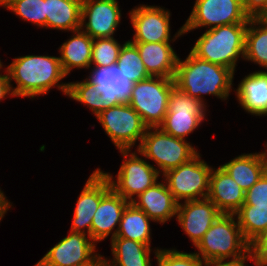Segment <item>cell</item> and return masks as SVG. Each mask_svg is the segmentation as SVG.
I'll return each instance as SVG.
<instances>
[{
  "instance_id": "cell-1",
  "label": "cell",
  "mask_w": 267,
  "mask_h": 266,
  "mask_svg": "<svg viewBox=\"0 0 267 266\" xmlns=\"http://www.w3.org/2000/svg\"><path fill=\"white\" fill-rule=\"evenodd\" d=\"M14 97L35 99L46 95L53 87L67 95L68 84L61 83L67 75L64 73L59 56L25 55L13 58L4 69Z\"/></svg>"
},
{
  "instance_id": "cell-2",
  "label": "cell",
  "mask_w": 267,
  "mask_h": 266,
  "mask_svg": "<svg viewBox=\"0 0 267 266\" xmlns=\"http://www.w3.org/2000/svg\"><path fill=\"white\" fill-rule=\"evenodd\" d=\"M234 75L231 69L200 59L190 51L185 60L178 57L174 83L187 95L204 103V95L226 101L234 86Z\"/></svg>"
},
{
  "instance_id": "cell-3",
  "label": "cell",
  "mask_w": 267,
  "mask_h": 266,
  "mask_svg": "<svg viewBox=\"0 0 267 266\" xmlns=\"http://www.w3.org/2000/svg\"><path fill=\"white\" fill-rule=\"evenodd\" d=\"M249 243L235 214H221L195 246L203 262L249 261Z\"/></svg>"
},
{
  "instance_id": "cell-4",
  "label": "cell",
  "mask_w": 267,
  "mask_h": 266,
  "mask_svg": "<svg viewBox=\"0 0 267 266\" xmlns=\"http://www.w3.org/2000/svg\"><path fill=\"white\" fill-rule=\"evenodd\" d=\"M247 26L248 23H234L207 29L190 51L200 59L227 67L235 73L239 58L244 60Z\"/></svg>"
},
{
  "instance_id": "cell-5",
  "label": "cell",
  "mask_w": 267,
  "mask_h": 266,
  "mask_svg": "<svg viewBox=\"0 0 267 266\" xmlns=\"http://www.w3.org/2000/svg\"><path fill=\"white\" fill-rule=\"evenodd\" d=\"M137 150L145 159L155 162L160 176L199 153L189 141L176 138L160 127H148Z\"/></svg>"
},
{
  "instance_id": "cell-6",
  "label": "cell",
  "mask_w": 267,
  "mask_h": 266,
  "mask_svg": "<svg viewBox=\"0 0 267 266\" xmlns=\"http://www.w3.org/2000/svg\"><path fill=\"white\" fill-rule=\"evenodd\" d=\"M118 152L121 153L123 162L117 175H115L116 177L109 172L98 169L106 176L111 188L116 193L128 202H132L142 192L158 182L160 174L156 167L150 164L149 161L147 162L137 149L135 152H131V149L119 150Z\"/></svg>"
},
{
  "instance_id": "cell-7",
  "label": "cell",
  "mask_w": 267,
  "mask_h": 266,
  "mask_svg": "<svg viewBox=\"0 0 267 266\" xmlns=\"http://www.w3.org/2000/svg\"><path fill=\"white\" fill-rule=\"evenodd\" d=\"M174 78L150 76L134 83L128 104L137 111L147 127H159L167 113Z\"/></svg>"
},
{
  "instance_id": "cell-8",
  "label": "cell",
  "mask_w": 267,
  "mask_h": 266,
  "mask_svg": "<svg viewBox=\"0 0 267 266\" xmlns=\"http://www.w3.org/2000/svg\"><path fill=\"white\" fill-rule=\"evenodd\" d=\"M96 119L117 150H130L139 143L138 149L148 128L127 102L103 110Z\"/></svg>"
},
{
  "instance_id": "cell-9",
  "label": "cell",
  "mask_w": 267,
  "mask_h": 266,
  "mask_svg": "<svg viewBox=\"0 0 267 266\" xmlns=\"http://www.w3.org/2000/svg\"><path fill=\"white\" fill-rule=\"evenodd\" d=\"M198 153L188 162L164 173L162 179L167 184L178 203L204 199L209 194L211 166Z\"/></svg>"
},
{
  "instance_id": "cell-10",
  "label": "cell",
  "mask_w": 267,
  "mask_h": 266,
  "mask_svg": "<svg viewBox=\"0 0 267 266\" xmlns=\"http://www.w3.org/2000/svg\"><path fill=\"white\" fill-rule=\"evenodd\" d=\"M206 104L174 86L169 97L167 113L159 127L176 138L187 140L186 137L204 123Z\"/></svg>"
},
{
  "instance_id": "cell-11",
  "label": "cell",
  "mask_w": 267,
  "mask_h": 266,
  "mask_svg": "<svg viewBox=\"0 0 267 266\" xmlns=\"http://www.w3.org/2000/svg\"><path fill=\"white\" fill-rule=\"evenodd\" d=\"M170 10L165 7L140 4L129 11L130 24L134 29L132 43L174 42L184 35L183 25L171 36Z\"/></svg>"
},
{
  "instance_id": "cell-12",
  "label": "cell",
  "mask_w": 267,
  "mask_h": 266,
  "mask_svg": "<svg viewBox=\"0 0 267 266\" xmlns=\"http://www.w3.org/2000/svg\"><path fill=\"white\" fill-rule=\"evenodd\" d=\"M242 0H195L192 11L183 24L184 34L195 29H212L234 23H248Z\"/></svg>"
},
{
  "instance_id": "cell-13",
  "label": "cell",
  "mask_w": 267,
  "mask_h": 266,
  "mask_svg": "<svg viewBox=\"0 0 267 266\" xmlns=\"http://www.w3.org/2000/svg\"><path fill=\"white\" fill-rule=\"evenodd\" d=\"M90 236L70 231L34 266H74L93 263L101 254Z\"/></svg>"
},
{
  "instance_id": "cell-14",
  "label": "cell",
  "mask_w": 267,
  "mask_h": 266,
  "mask_svg": "<svg viewBox=\"0 0 267 266\" xmlns=\"http://www.w3.org/2000/svg\"><path fill=\"white\" fill-rule=\"evenodd\" d=\"M121 16L118 0H82L80 29L92 39L111 38Z\"/></svg>"
},
{
  "instance_id": "cell-15",
  "label": "cell",
  "mask_w": 267,
  "mask_h": 266,
  "mask_svg": "<svg viewBox=\"0 0 267 266\" xmlns=\"http://www.w3.org/2000/svg\"><path fill=\"white\" fill-rule=\"evenodd\" d=\"M110 189L109 180L98 168L95 169L77 197L70 231L83 233L91 237L93 216L101 198Z\"/></svg>"
},
{
  "instance_id": "cell-16",
  "label": "cell",
  "mask_w": 267,
  "mask_h": 266,
  "mask_svg": "<svg viewBox=\"0 0 267 266\" xmlns=\"http://www.w3.org/2000/svg\"><path fill=\"white\" fill-rule=\"evenodd\" d=\"M222 213L208 198L178 204L176 221L195 247Z\"/></svg>"
},
{
  "instance_id": "cell-17",
  "label": "cell",
  "mask_w": 267,
  "mask_h": 266,
  "mask_svg": "<svg viewBox=\"0 0 267 266\" xmlns=\"http://www.w3.org/2000/svg\"><path fill=\"white\" fill-rule=\"evenodd\" d=\"M89 69L86 79L101 92L102 111L128 102L133 83L123 75L117 64L108 67L90 66Z\"/></svg>"
},
{
  "instance_id": "cell-18",
  "label": "cell",
  "mask_w": 267,
  "mask_h": 266,
  "mask_svg": "<svg viewBox=\"0 0 267 266\" xmlns=\"http://www.w3.org/2000/svg\"><path fill=\"white\" fill-rule=\"evenodd\" d=\"M128 203L112 188L101 198L91 225V239L96 244L109 235L111 240L116 237L122 213Z\"/></svg>"
},
{
  "instance_id": "cell-19",
  "label": "cell",
  "mask_w": 267,
  "mask_h": 266,
  "mask_svg": "<svg viewBox=\"0 0 267 266\" xmlns=\"http://www.w3.org/2000/svg\"><path fill=\"white\" fill-rule=\"evenodd\" d=\"M222 214H235L244 204L245 191L221 167L212 168L210 173L209 194Z\"/></svg>"
},
{
  "instance_id": "cell-20",
  "label": "cell",
  "mask_w": 267,
  "mask_h": 266,
  "mask_svg": "<svg viewBox=\"0 0 267 266\" xmlns=\"http://www.w3.org/2000/svg\"><path fill=\"white\" fill-rule=\"evenodd\" d=\"M131 203L143 210L155 223L157 222L161 225L176 217L179 204L169 191L164 180L156 182Z\"/></svg>"
},
{
  "instance_id": "cell-21",
  "label": "cell",
  "mask_w": 267,
  "mask_h": 266,
  "mask_svg": "<svg viewBox=\"0 0 267 266\" xmlns=\"http://www.w3.org/2000/svg\"><path fill=\"white\" fill-rule=\"evenodd\" d=\"M239 105L251 115L267 116V71L247 74L233 89Z\"/></svg>"
},
{
  "instance_id": "cell-22",
  "label": "cell",
  "mask_w": 267,
  "mask_h": 266,
  "mask_svg": "<svg viewBox=\"0 0 267 266\" xmlns=\"http://www.w3.org/2000/svg\"><path fill=\"white\" fill-rule=\"evenodd\" d=\"M134 44L150 76L174 78L179 56L171 42Z\"/></svg>"
},
{
  "instance_id": "cell-23",
  "label": "cell",
  "mask_w": 267,
  "mask_h": 266,
  "mask_svg": "<svg viewBox=\"0 0 267 266\" xmlns=\"http://www.w3.org/2000/svg\"><path fill=\"white\" fill-rule=\"evenodd\" d=\"M220 166L246 192L267 170V160L264 151L243 153Z\"/></svg>"
},
{
  "instance_id": "cell-24",
  "label": "cell",
  "mask_w": 267,
  "mask_h": 266,
  "mask_svg": "<svg viewBox=\"0 0 267 266\" xmlns=\"http://www.w3.org/2000/svg\"><path fill=\"white\" fill-rule=\"evenodd\" d=\"M59 50V60L66 75L73 69H89L91 66V52L93 39L81 29L73 31Z\"/></svg>"
},
{
  "instance_id": "cell-25",
  "label": "cell",
  "mask_w": 267,
  "mask_h": 266,
  "mask_svg": "<svg viewBox=\"0 0 267 266\" xmlns=\"http://www.w3.org/2000/svg\"><path fill=\"white\" fill-rule=\"evenodd\" d=\"M81 9L82 0H45L46 29L79 30Z\"/></svg>"
},
{
  "instance_id": "cell-26",
  "label": "cell",
  "mask_w": 267,
  "mask_h": 266,
  "mask_svg": "<svg viewBox=\"0 0 267 266\" xmlns=\"http://www.w3.org/2000/svg\"><path fill=\"white\" fill-rule=\"evenodd\" d=\"M112 259L104 257L106 266H152L151 246L115 237L111 240Z\"/></svg>"
},
{
  "instance_id": "cell-27",
  "label": "cell",
  "mask_w": 267,
  "mask_h": 266,
  "mask_svg": "<svg viewBox=\"0 0 267 266\" xmlns=\"http://www.w3.org/2000/svg\"><path fill=\"white\" fill-rule=\"evenodd\" d=\"M154 222L141 209L129 202L124 209L116 237L134 240L151 246V226Z\"/></svg>"
},
{
  "instance_id": "cell-28",
  "label": "cell",
  "mask_w": 267,
  "mask_h": 266,
  "mask_svg": "<svg viewBox=\"0 0 267 266\" xmlns=\"http://www.w3.org/2000/svg\"><path fill=\"white\" fill-rule=\"evenodd\" d=\"M244 61H250L267 71V22L250 18L245 33Z\"/></svg>"
},
{
  "instance_id": "cell-29",
  "label": "cell",
  "mask_w": 267,
  "mask_h": 266,
  "mask_svg": "<svg viewBox=\"0 0 267 266\" xmlns=\"http://www.w3.org/2000/svg\"><path fill=\"white\" fill-rule=\"evenodd\" d=\"M235 216L249 244L267 231V205H242Z\"/></svg>"
},
{
  "instance_id": "cell-30",
  "label": "cell",
  "mask_w": 267,
  "mask_h": 266,
  "mask_svg": "<svg viewBox=\"0 0 267 266\" xmlns=\"http://www.w3.org/2000/svg\"><path fill=\"white\" fill-rule=\"evenodd\" d=\"M117 66L123 72V75L133 84L150 77L136 45L130 40L125 41L123 44L117 59Z\"/></svg>"
},
{
  "instance_id": "cell-31",
  "label": "cell",
  "mask_w": 267,
  "mask_h": 266,
  "mask_svg": "<svg viewBox=\"0 0 267 266\" xmlns=\"http://www.w3.org/2000/svg\"><path fill=\"white\" fill-rule=\"evenodd\" d=\"M0 6L37 28L46 29L45 0H0Z\"/></svg>"
},
{
  "instance_id": "cell-32",
  "label": "cell",
  "mask_w": 267,
  "mask_h": 266,
  "mask_svg": "<svg viewBox=\"0 0 267 266\" xmlns=\"http://www.w3.org/2000/svg\"><path fill=\"white\" fill-rule=\"evenodd\" d=\"M67 95L71 100L88 106L96 117L102 112V95L86 78L83 81L68 82Z\"/></svg>"
},
{
  "instance_id": "cell-33",
  "label": "cell",
  "mask_w": 267,
  "mask_h": 266,
  "mask_svg": "<svg viewBox=\"0 0 267 266\" xmlns=\"http://www.w3.org/2000/svg\"><path fill=\"white\" fill-rule=\"evenodd\" d=\"M123 44L114 37L93 39L91 52V66L108 67L117 64Z\"/></svg>"
},
{
  "instance_id": "cell-34",
  "label": "cell",
  "mask_w": 267,
  "mask_h": 266,
  "mask_svg": "<svg viewBox=\"0 0 267 266\" xmlns=\"http://www.w3.org/2000/svg\"><path fill=\"white\" fill-rule=\"evenodd\" d=\"M157 266H202V259L195 252L178 251L175 248L153 249Z\"/></svg>"
},
{
  "instance_id": "cell-35",
  "label": "cell",
  "mask_w": 267,
  "mask_h": 266,
  "mask_svg": "<svg viewBox=\"0 0 267 266\" xmlns=\"http://www.w3.org/2000/svg\"><path fill=\"white\" fill-rule=\"evenodd\" d=\"M243 205H267V170L259 180L245 192Z\"/></svg>"
},
{
  "instance_id": "cell-36",
  "label": "cell",
  "mask_w": 267,
  "mask_h": 266,
  "mask_svg": "<svg viewBox=\"0 0 267 266\" xmlns=\"http://www.w3.org/2000/svg\"><path fill=\"white\" fill-rule=\"evenodd\" d=\"M249 261L253 266H267V231L250 243Z\"/></svg>"
},
{
  "instance_id": "cell-37",
  "label": "cell",
  "mask_w": 267,
  "mask_h": 266,
  "mask_svg": "<svg viewBox=\"0 0 267 266\" xmlns=\"http://www.w3.org/2000/svg\"><path fill=\"white\" fill-rule=\"evenodd\" d=\"M242 3L250 18H261L267 11V0H242Z\"/></svg>"
},
{
  "instance_id": "cell-38",
  "label": "cell",
  "mask_w": 267,
  "mask_h": 266,
  "mask_svg": "<svg viewBox=\"0 0 267 266\" xmlns=\"http://www.w3.org/2000/svg\"><path fill=\"white\" fill-rule=\"evenodd\" d=\"M0 74V101L6 99L9 95V97H14L13 92L11 90L10 81L8 78V74L5 70H3V73Z\"/></svg>"
},
{
  "instance_id": "cell-39",
  "label": "cell",
  "mask_w": 267,
  "mask_h": 266,
  "mask_svg": "<svg viewBox=\"0 0 267 266\" xmlns=\"http://www.w3.org/2000/svg\"><path fill=\"white\" fill-rule=\"evenodd\" d=\"M12 206V203L7 199L4 191H2L0 187V222L4 218L5 214H7V211L12 208Z\"/></svg>"
},
{
  "instance_id": "cell-40",
  "label": "cell",
  "mask_w": 267,
  "mask_h": 266,
  "mask_svg": "<svg viewBox=\"0 0 267 266\" xmlns=\"http://www.w3.org/2000/svg\"><path fill=\"white\" fill-rule=\"evenodd\" d=\"M248 261H217L204 262L202 266H245Z\"/></svg>"
},
{
  "instance_id": "cell-41",
  "label": "cell",
  "mask_w": 267,
  "mask_h": 266,
  "mask_svg": "<svg viewBox=\"0 0 267 266\" xmlns=\"http://www.w3.org/2000/svg\"><path fill=\"white\" fill-rule=\"evenodd\" d=\"M74 266H106L103 255H100L93 263L87 265H74Z\"/></svg>"
},
{
  "instance_id": "cell-42",
  "label": "cell",
  "mask_w": 267,
  "mask_h": 266,
  "mask_svg": "<svg viewBox=\"0 0 267 266\" xmlns=\"http://www.w3.org/2000/svg\"><path fill=\"white\" fill-rule=\"evenodd\" d=\"M261 18L267 22V11L265 12V14Z\"/></svg>"
},
{
  "instance_id": "cell-43",
  "label": "cell",
  "mask_w": 267,
  "mask_h": 266,
  "mask_svg": "<svg viewBox=\"0 0 267 266\" xmlns=\"http://www.w3.org/2000/svg\"><path fill=\"white\" fill-rule=\"evenodd\" d=\"M4 64L1 62V59H0V74H1V70L2 68L4 69L5 66H3Z\"/></svg>"
},
{
  "instance_id": "cell-44",
  "label": "cell",
  "mask_w": 267,
  "mask_h": 266,
  "mask_svg": "<svg viewBox=\"0 0 267 266\" xmlns=\"http://www.w3.org/2000/svg\"><path fill=\"white\" fill-rule=\"evenodd\" d=\"M267 146V142H266V144H265V147ZM267 148V147H266ZM264 153H265V156H266V160H267V149L266 150H264Z\"/></svg>"
}]
</instances>
